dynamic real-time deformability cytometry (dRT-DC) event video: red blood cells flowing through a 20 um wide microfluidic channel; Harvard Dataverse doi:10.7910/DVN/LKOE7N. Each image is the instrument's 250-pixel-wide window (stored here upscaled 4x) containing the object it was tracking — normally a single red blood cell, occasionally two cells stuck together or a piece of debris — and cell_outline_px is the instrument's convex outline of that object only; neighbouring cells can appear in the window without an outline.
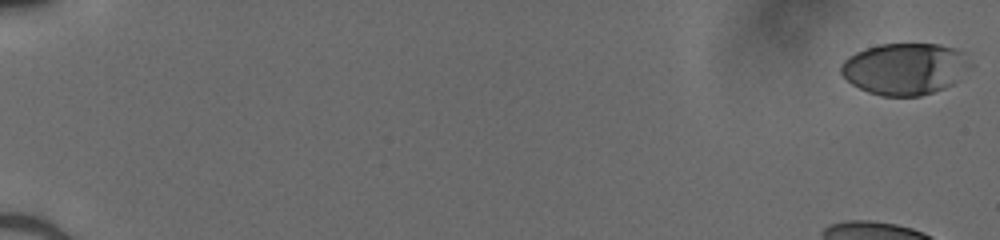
{"species": "human", "species_latin": "Homo sapiens", "temperature_condition": "cold", "stored_images_in_passage": 45, "camera_frame_rate_fps": 3000, "um_per_image_px": 0.085, "donor": {"sex": "male"}, "frame": {"image": 1, "passage_image": 1, "time_ms": 0.0, "image_size_px": [1000, 240], "cell_outline_px": [[976, 64], [952, 84], [944, 88], [920, 96], [880, 96], [868, 92], [852, 84], [840, 72], [840, 64], [848, 56], [856, 52], [880, 44], [940, 44], [956, 48], [964, 52]], "centroid_in_image_um": [76.97, 5.84], "position_along_channel_um": 8.0, "area_um2": 39.36}}